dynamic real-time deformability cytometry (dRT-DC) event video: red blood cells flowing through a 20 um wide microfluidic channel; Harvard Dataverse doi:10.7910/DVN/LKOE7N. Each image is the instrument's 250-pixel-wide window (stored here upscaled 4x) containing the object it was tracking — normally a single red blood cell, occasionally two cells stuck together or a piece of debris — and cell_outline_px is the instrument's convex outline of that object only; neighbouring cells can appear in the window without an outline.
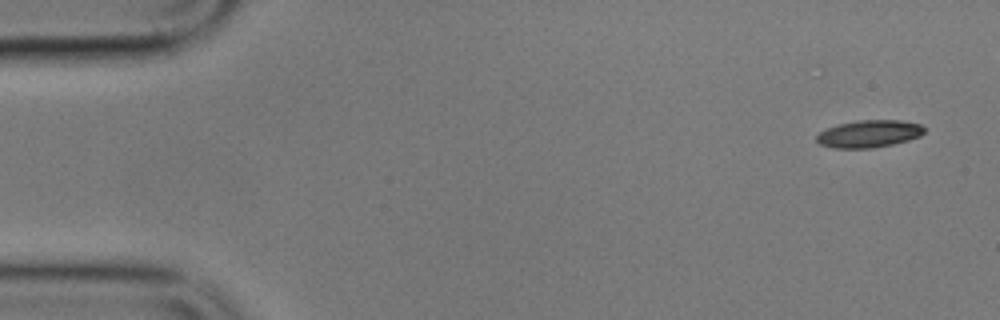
{"species": "common noctule bat (a hibernating species)", "species_latin": "Nyctalus noctula", "temperature_condition": "cold", "stored_images_in_passage": 2, "camera_frame_rate_fps": 3000, "um_per_image_px": 0.085, "animal": {"sex": "male", "body_mass_g": 17.9}, "frame": {"image": 1, "passage_image": 1, "time_ms": 0.0, "image_size_px": [1000, 320], "cell_outline_px": [[924, 132], [920, 136], [908, 140], [892, 144], [872, 148], [832, 148], [820, 144], [816, 140], [816, 136], [820, 132], [836, 124], [860, 120], [900, 120], [920, 124], [924, 128]], "centroid_in_image_um": [73.85, 11.37], "position_along_channel_um": 11.1, "area_um2": 17.11}}